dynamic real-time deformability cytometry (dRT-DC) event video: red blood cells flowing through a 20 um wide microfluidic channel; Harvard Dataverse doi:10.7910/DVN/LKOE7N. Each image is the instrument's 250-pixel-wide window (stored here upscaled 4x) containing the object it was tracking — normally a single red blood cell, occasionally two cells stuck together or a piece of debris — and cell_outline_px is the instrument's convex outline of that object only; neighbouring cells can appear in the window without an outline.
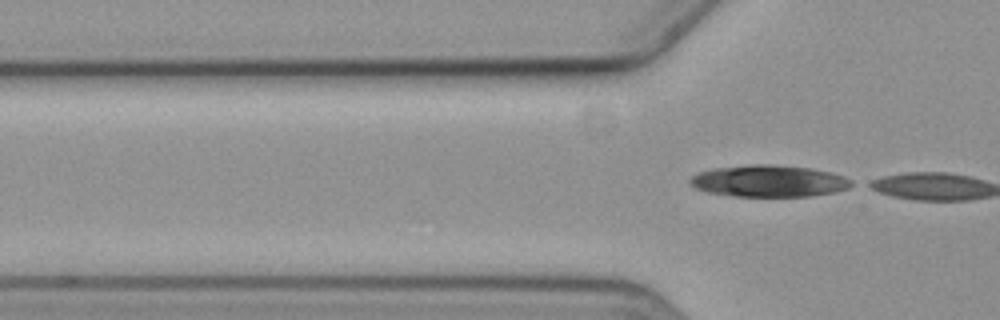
{"species": "common noctule bat (a hibernating species)", "species_latin": "Nyctalus noctula", "temperature_condition": "cold", "stored_images_in_passage": 3, "segment_of_instrument_passage": [2, 2], "camera_frame_rate_fps": 3000, "um_per_image_px": 0.085, "animal": {"sex": "female", "body_mass_g": 19.3, "forearm_length_mm": 54.1}, "frame": {"image": 1, "passage_image": 3, "time_ms": 3.0, "image_size_px": [1000, 320], "cell_outline_px": [[856, 184], [848, 188], [836, 192], [812, 196], [732, 196], [708, 192], [696, 188], [688, 184], [688, 180], [692, 176], [700, 172], [712, 168], [752, 164], [772, 164], [812, 168], [844, 176], [852, 180]], "centroid_in_image_um": [65.37, 15.38], "position_along_channel_um": 60.4, "area_um2": 30.11}}